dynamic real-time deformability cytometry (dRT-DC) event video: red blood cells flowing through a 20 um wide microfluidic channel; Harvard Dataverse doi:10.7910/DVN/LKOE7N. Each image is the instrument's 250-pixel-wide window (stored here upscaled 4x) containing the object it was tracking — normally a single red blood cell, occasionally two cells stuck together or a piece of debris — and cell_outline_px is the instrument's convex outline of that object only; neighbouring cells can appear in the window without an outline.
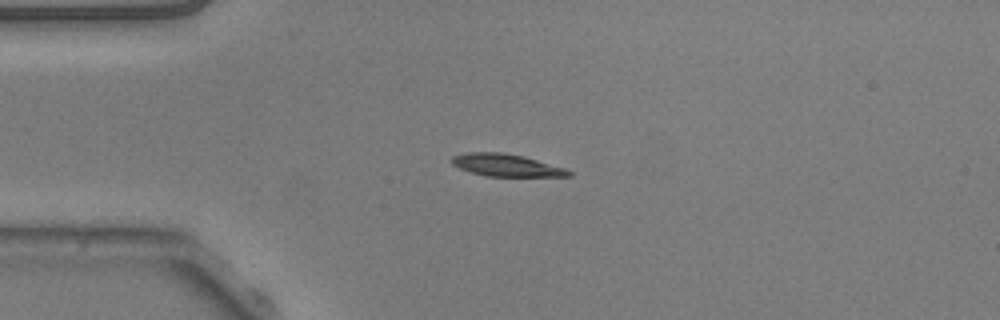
{"species": "common noctule bat (a hibernating species)", "species_latin": "Nyctalus noctula", "temperature_condition": "warm", "stored_images_in_passage": 41, "camera_frame_rate_fps": 3000, "um_per_image_px": 0.085, "animal": {"sex": "male", "body_mass_g": 20.5, "forearm_length_mm": 52.5}, "frame": {"image": 1, "passage_image": 1, "time_ms": 0.0, "image_size_px": [1000, 320], "cell_outline_px": [[572, 176], [484, 176], [460, 168], [452, 164], [452, 156], [468, 152], [504, 152], [524, 156], [564, 168], [572, 172]], "centroid_in_image_um": [43.02, 14.03], "position_along_channel_um": 42.0, "area_um2": 15.09}}
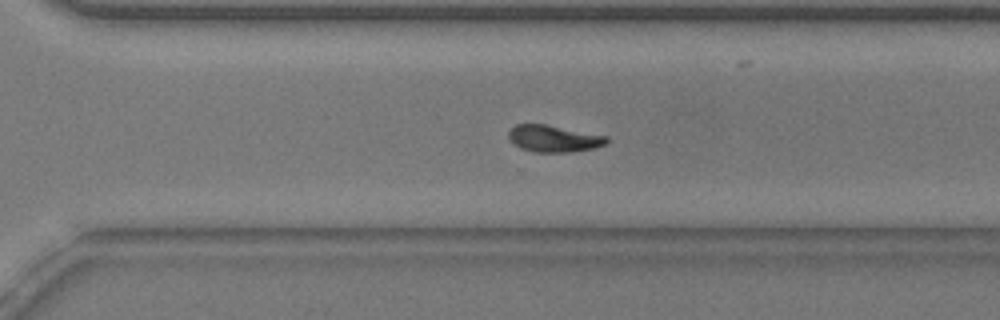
{"frame": {"image": 2, "passage_image": 25, "time_ms": 8.0, "image_size_px": [1000, 320], "cell_outline_px": [[608, 140], [604, 144], [596, 148], [572, 152], [536, 152], [520, 148], [512, 144], [508, 140], [508, 132], [516, 124], [544, 124], [608, 136]], "centroid_in_image_um": [47.04, 11.79], "position_along_channel_um": 323.6, "area_um2": 15.37}}
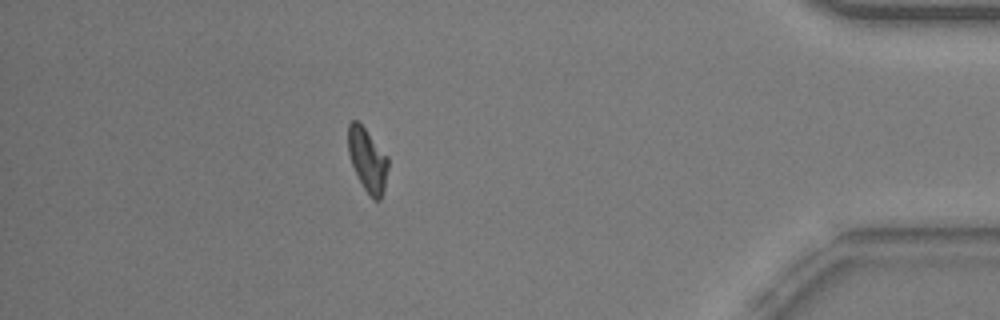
{"frame": {"image": 3, "passage_image": 35, "time_ms": 11.333, "image_size_px": [1000, 320], "cell_outline_px": [[388, 168], [384, 192], [380, 200], [372, 200], [364, 188], [352, 164], [348, 152], [348, 124], [352, 120], [356, 120], [364, 128], [388, 156]], "centroid_in_image_um": [31.25, 13.62], "position_along_channel_um": 403.9, "area_um2": 14.68}, "authors_computed_cell_mechanics": {"area_um2": 15.3748, "velocity_mm_per_s": 3.7951, "shape_relaxation_time_tau1_ms": 2.3603, "shape_relaxation_time_tau2_ms": 3.3711, "deformation_change_tau1": 0.1363, "deformation_change_tau2": 0.0816}}